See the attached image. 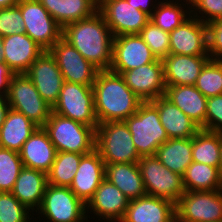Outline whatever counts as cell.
I'll return each instance as SVG.
<instances>
[{
  "instance_id": "48",
  "label": "cell",
  "mask_w": 222,
  "mask_h": 222,
  "mask_svg": "<svg viewBox=\"0 0 222 222\" xmlns=\"http://www.w3.org/2000/svg\"><path fill=\"white\" fill-rule=\"evenodd\" d=\"M220 134H221V157H220V165H219V167H220V172L222 174V133H220Z\"/></svg>"
},
{
  "instance_id": "44",
  "label": "cell",
  "mask_w": 222,
  "mask_h": 222,
  "mask_svg": "<svg viewBox=\"0 0 222 222\" xmlns=\"http://www.w3.org/2000/svg\"><path fill=\"white\" fill-rule=\"evenodd\" d=\"M127 1H128V3H131L133 6H135L136 9H139V10L145 12L149 16H151L152 13L154 12V11H152V9L156 8L153 6L154 4L149 5V4H151L150 2H153L151 0H127ZM151 7H153V8L151 9Z\"/></svg>"
},
{
  "instance_id": "33",
  "label": "cell",
  "mask_w": 222,
  "mask_h": 222,
  "mask_svg": "<svg viewBox=\"0 0 222 222\" xmlns=\"http://www.w3.org/2000/svg\"><path fill=\"white\" fill-rule=\"evenodd\" d=\"M164 1H158V3L155 4L156 8L150 16V21L155 26L161 28L167 33H170L191 16V12H189L191 9L190 7H187L189 10H184L186 8V4L183 2V6L185 5V7H183L181 3L179 4L178 0L175 2L174 0Z\"/></svg>"
},
{
  "instance_id": "4",
  "label": "cell",
  "mask_w": 222,
  "mask_h": 222,
  "mask_svg": "<svg viewBox=\"0 0 222 222\" xmlns=\"http://www.w3.org/2000/svg\"><path fill=\"white\" fill-rule=\"evenodd\" d=\"M95 149L104 164L137 163L141 158L124 121H108L96 128Z\"/></svg>"
},
{
  "instance_id": "30",
  "label": "cell",
  "mask_w": 222,
  "mask_h": 222,
  "mask_svg": "<svg viewBox=\"0 0 222 222\" xmlns=\"http://www.w3.org/2000/svg\"><path fill=\"white\" fill-rule=\"evenodd\" d=\"M156 158L169 170L184 175L192 159V138H170L155 153Z\"/></svg>"
},
{
  "instance_id": "11",
  "label": "cell",
  "mask_w": 222,
  "mask_h": 222,
  "mask_svg": "<svg viewBox=\"0 0 222 222\" xmlns=\"http://www.w3.org/2000/svg\"><path fill=\"white\" fill-rule=\"evenodd\" d=\"M17 6L25 23L24 33L45 51L62 38L63 28L38 0H20Z\"/></svg>"
},
{
  "instance_id": "2",
  "label": "cell",
  "mask_w": 222,
  "mask_h": 222,
  "mask_svg": "<svg viewBox=\"0 0 222 222\" xmlns=\"http://www.w3.org/2000/svg\"><path fill=\"white\" fill-rule=\"evenodd\" d=\"M92 88L94 109L99 124L125 121L137 112L143 102L120 74L110 70L99 71Z\"/></svg>"
},
{
  "instance_id": "47",
  "label": "cell",
  "mask_w": 222,
  "mask_h": 222,
  "mask_svg": "<svg viewBox=\"0 0 222 222\" xmlns=\"http://www.w3.org/2000/svg\"><path fill=\"white\" fill-rule=\"evenodd\" d=\"M3 37L0 36V63L3 62Z\"/></svg>"
},
{
  "instance_id": "34",
  "label": "cell",
  "mask_w": 222,
  "mask_h": 222,
  "mask_svg": "<svg viewBox=\"0 0 222 222\" xmlns=\"http://www.w3.org/2000/svg\"><path fill=\"white\" fill-rule=\"evenodd\" d=\"M84 154L57 152L51 170L47 173L48 184L70 187Z\"/></svg>"
},
{
  "instance_id": "12",
  "label": "cell",
  "mask_w": 222,
  "mask_h": 222,
  "mask_svg": "<svg viewBox=\"0 0 222 222\" xmlns=\"http://www.w3.org/2000/svg\"><path fill=\"white\" fill-rule=\"evenodd\" d=\"M98 11L114 37L139 34L150 21L148 14L136 9L127 0H101Z\"/></svg>"
},
{
  "instance_id": "9",
  "label": "cell",
  "mask_w": 222,
  "mask_h": 222,
  "mask_svg": "<svg viewBox=\"0 0 222 222\" xmlns=\"http://www.w3.org/2000/svg\"><path fill=\"white\" fill-rule=\"evenodd\" d=\"M147 195L172 201L174 204L184 194L183 178L166 168L156 156H143L138 161Z\"/></svg>"
},
{
  "instance_id": "21",
  "label": "cell",
  "mask_w": 222,
  "mask_h": 222,
  "mask_svg": "<svg viewBox=\"0 0 222 222\" xmlns=\"http://www.w3.org/2000/svg\"><path fill=\"white\" fill-rule=\"evenodd\" d=\"M120 222H175V204L146 194L129 202Z\"/></svg>"
},
{
  "instance_id": "26",
  "label": "cell",
  "mask_w": 222,
  "mask_h": 222,
  "mask_svg": "<svg viewBox=\"0 0 222 222\" xmlns=\"http://www.w3.org/2000/svg\"><path fill=\"white\" fill-rule=\"evenodd\" d=\"M47 185V173L23 167L11 193L30 211L37 213Z\"/></svg>"
},
{
  "instance_id": "37",
  "label": "cell",
  "mask_w": 222,
  "mask_h": 222,
  "mask_svg": "<svg viewBox=\"0 0 222 222\" xmlns=\"http://www.w3.org/2000/svg\"><path fill=\"white\" fill-rule=\"evenodd\" d=\"M29 212L11 192H0V222H29Z\"/></svg>"
},
{
  "instance_id": "3",
  "label": "cell",
  "mask_w": 222,
  "mask_h": 222,
  "mask_svg": "<svg viewBox=\"0 0 222 222\" xmlns=\"http://www.w3.org/2000/svg\"><path fill=\"white\" fill-rule=\"evenodd\" d=\"M43 128L57 152L86 155L95 149L96 130L91 126L51 112Z\"/></svg>"
},
{
  "instance_id": "13",
  "label": "cell",
  "mask_w": 222,
  "mask_h": 222,
  "mask_svg": "<svg viewBox=\"0 0 222 222\" xmlns=\"http://www.w3.org/2000/svg\"><path fill=\"white\" fill-rule=\"evenodd\" d=\"M48 51L55 58L64 81L86 86L94 85L100 70L86 60L66 40L61 38L56 41Z\"/></svg>"
},
{
  "instance_id": "7",
  "label": "cell",
  "mask_w": 222,
  "mask_h": 222,
  "mask_svg": "<svg viewBox=\"0 0 222 222\" xmlns=\"http://www.w3.org/2000/svg\"><path fill=\"white\" fill-rule=\"evenodd\" d=\"M52 112L70 118L95 130L98 126L92 86L64 81Z\"/></svg>"
},
{
  "instance_id": "5",
  "label": "cell",
  "mask_w": 222,
  "mask_h": 222,
  "mask_svg": "<svg viewBox=\"0 0 222 222\" xmlns=\"http://www.w3.org/2000/svg\"><path fill=\"white\" fill-rule=\"evenodd\" d=\"M124 122L140 157L154 156L159 146L169 139L159 112L150 101L142 102L137 112Z\"/></svg>"
},
{
  "instance_id": "45",
  "label": "cell",
  "mask_w": 222,
  "mask_h": 222,
  "mask_svg": "<svg viewBox=\"0 0 222 222\" xmlns=\"http://www.w3.org/2000/svg\"><path fill=\"white\" fill-rule=\"evenodd\" d=\"M9 109H10V106L7 103V99L3 97L0 100V127L3 124V122L5 121V117H6Z\"/></svg>"
},
{
  "instance_id": "16",
  "label": "cell",
  "mask_w": 222,
  "mask_h": 222,
  "mask_svg": "<svg viewBox=\"0 0 222 222\" xmlns=\"http://www.w3.org/2000/svg\"><path fill=\"white\" fill-rule=\"evenodd\" d=\"M169 54L209 56L207 25L192 15L169 33Z\"/></svg>"
},
{
  "instance_id": "17",
  "label": "cell",
  "mask_w": 222,
  "mask_h": 222,
  "mask_svg": "<svg viewBox=\"0 0 222 222\" xmlns=\"http://www.w3.org/2000/svg\"><path fill=\"white\" fill-rule=\"evenodd\" d=\"M121 76L129 88L143 102L152 101L165 95L166 85L161 59H157L155 62L125 71L121 74Z\"/></svg>"
},
{
  "instance_id": "18",
  "label": "cell",
  "mask_w": 222,
  "mask_h": 222,
  "mask_svg": "<svg viewBox=\"0 0 222 222\" xmlns=\"http://www.w3.org/2000/svg\"><path fill=\"white\" fill-rule=\"evenodd\" d=\"M130 200L119 188L104 179L93 197L86 204V210L109 222H120L126 212ZM93 210V211H92Z\"/></svg>"
},
{
  "instance_id": "8",
  "label": "cell",
  "mask_w": 222,
  "mask_h": 222,
  "mask_svg": "<svg viewBox=\"0 0 222 222\" xmlns=\"http://www.w3.org/2000/svg\"><path fill=\"white\" fill-rule=\"evenodd\" d=\"M175 222H222V190L185 191L175 203Z\"/></svg>"
},
{
  "instance_id": "32",
  "label": "cell",
  "mask_w": 222,
  "mask_h": 222,
  "mask_svg": "<svg viewBox=\"0 0 222 222\" xmlns=\"http://www.w3.org/2000/svg\"><path fill=\"white\" fill-rule=\"evenodd\" d=\"M221 157V134L200 129L192 137V159L194 162L219 167Z\"/></svg>"
},
{
  "instance_id": "1",
  "label": "cell",
  "mask_w": 222,
  "mask_h": 222,
  "mask_svg": "<svg viewBox=\"0 0 222 222\" xmlns=\"http://www.w3.org/2000/svg\"><path fill=\"white\" fill-rule=\"evenodd\" d=\"M62 38L100 71L110 69L114 36L99 11L66 25Z\"/></svg>"
},
{
  "instance_id": "27",
  "label": "cell",
  "mask_w": 222,
  "mask_h": 222,
  "mask_svg": "<svg viewBox=\"0 0 222 222\" xmlns=\"http://www.w3.org/2000/svg\"><path fill=\"white\" fill-rule=\"evenodd\" d=\"M105 179L119 188L130 201L147 194L138 162L106 164Z\"/></svg>"
},
{
  "instance_id": "19",
  "label": "cell",
  "mask_w": 222,
  "mask_h": 222,
  "mask_svg": "<svg viewBox=\"0 0 222 222\" xmlns=\"http://www.w3.org/2000/svg\"><path fill=\"white\" fill-rule=\"evenodd\" d=\"M3 62L14 74L26 73L45 51L26 33L3 37Z\"/></svg>"
},
{
  "instance_id": "42",
  "label": "cell",
  "mask_w": 222,
  "mask_h": 222,
  "mask_svg": "<svg viewBox=\"0 0 222 222\" xmlns=\"http://www.w3.org/2000/svg\"><path fill=\"white\" fill-rule=\"evenodd\" d=\"M206 130L222 133V95L207 98Z\"/></svg>"
},
{
  "instance_id": "23",
  "label": "cell",
  "mask_w": 222,
  "mask_h": 222,
  "mask_svg": "<svg viewBox=\"0 0 222 222\" xmlns=\"http://www.w3.org/2000/svg\"><path fill=\"white\" fill-rule=\"evenodd\" d=\"M57 150L43 127H37L19 151L23 166L48 173Z\"/></svg>"
},
{
  "instance_id": "15",
  "label": "cell",
  "mask_w": 222,
  "mask_h": 222,
  "mask_svg": "<svg viewBox=\"0 0 222 222\" xmlns=\"http://www.w3.org/2000/svg\"><path fill=\"white\" fill-rule=\"evenodd\" d=\"M40 96L53 107L64 83L63 75L49 51H44L25 73Z\"/></svg>"
},
{
  "instance_id": "29",
  "label": "cell",
  "mask_w": 222,
  "mask_h": 222,
  "mask_svg": "<svg viewBox=\"0 0 222 222\" xmlns=\"http://www.w3.org/2000/svg\"><path fill=\"white\" fill-rule=\"evenodd\" d=\"M37 127L25 115L10 108L0 127V147L19 152Z\"/></svg>"
},
{
  "instance_id": "25",
  "label": "cell",
  "mask_w": 222,
  "mask_h": 222,
  "mask_svg": "<svg viewBox=\"0 0 222 222\" xmlns=\"http://www.w3.org/2000/svg\"><path fill=\"white\" fill-rule=\"evenodd\" d=\"M158 110L160 121L170 138H192L201 129L165 96L150 101Z\"/></svg>"
},
{
  "instance_id": "20",
  "label": "cell",
  "mask_w": 222,
  "mask_h": 222,
  "mask_svg": "<svg viewBox=\"0 0 222 222\" xmlns=\"http://www.w3.org/2000/svg\"><path fill=\"white\" fill-rule=\"evenodd\" d=\"M105 179V164L100 153L94 149L81 158L70 190L85 204L93 197Z\"/></svg>"
},
{
  "instance_id": "24",
  "label": "cell",
  "mask_w": 222,
  "mask_h": 222,
  "mask_svg": "<svg viewBox=\"0 0 222 222\" xmlns=\"http://www.w3.org/2000/svg\"><path fill=\"white\" fill-rule=\"evenodd\" d=\"M201 128L206 130L207 98L195 85L166 86L164 95Z\"/></svg>"
},
{
  "instance_id": "46",
  "label": "cell",
  "mask_w": 222,
  "mask_h": 222,
  "mask_svg": "<svg viewBox=\"0 0 222 222\" xmlns=\"http://www.w3.org/2000/svg\"><path fill=\"white\" fill-rule=\"evenodd\" d=\"M20 0H0V9L16 6Z\"/></svg>"
},
{
  "instance_id": "28",
  "label": "cell",
  "mask_w": 222,
  "mask_h": 222,
  "mask_svg": "<svg viewBox=\"0 0 222 222\" xmlns=\"http://www.w3.org/2000/svg\"><path fill=\"white\" fill-rule=\"evenodd\" d=\"M55 21L66 25L92 16L98 11L96 0H38Z\"/></svg>"
},
{
  "instance_id": "39",
  "label": "cell",
  "mask_w": 222,
  "mask_h": 222,
  "mask_svg": "<svg viewBox=\"0 0 222 222\" xmlns=\"http://www.w3.org/2000/svg\"><path fill=\"white\" fill-rule=\"evenodd\" d=\"M25 23L21 9L16 5L0 9V36L6 37L24 33Z\"/></svg>"
},
{
  "instance_id": "36",
  "label": "cell",
  "mask_w": 222,
  "mask_h": 222,
  "mask_svg": "<svg viewBox=\"0 0 222 222\" xmlns=\"http://www.w3.org/2000/svg\"><path fill=\"white\" fill-rule=\"evenodd\" d=\"M23 167L19 152L0 147V192H12Z\"/></svg>"
},
{
  "instance_id": "41",
  "label": "cell",
  "mask_w": 222,
  "mask_h": 222,
  "mask_svg": "<svg viewBox=\"0 0 222 222\" xmlns=\"http://www.w3.org/2000/svg\"><path fill=\"white\" fill-rule=\"evenodd\" d=\"M207 25L208 55L211 60H222V18Z\"/></svg>"
},
{
  "instance_id": "10",
  "label": "cell",
  "mask_w": 222,
  "mask_h": 222,
  "mask_svg": "<svg viewBox=\"0 0 222 222\" xmlns=\"http://www.w3.org/2000/svg\"><path fill=\"white\" fill-rule=\"evenodd\" d=\"M40 210V211H39ZM86 204L69 187L48 184L38 213L50 222H84Z\"/></svg>"
},
{
  "instance_id": "6",
  "label": "cell",
  "mask_w": 222,
  "mask_h": 222,
  "mask_svg": "<svg viewBox=\"0 0 222 222\" xmlns=\"http://www.w3.org/2000/svg\"><path fill=\"white\" fill-rule=\"evenodd\" d=\"M6 99L11 109L22 113L38 127L45 125L52 112V107L25 73L13 74Z\"/></svg>"
},
{
  "instance_id": "35",
  "label": "cell",
  "mask_w": 222,
  "mask_h": 222,
  "mask_svg": "<svg viewBox=\"0 0 222 222\" xmlns=\"http://www.w3.org/2000/svg\"><path fill=\"white\" fill-rule=\"evenodd\" d=\"M195 87L206 97L222 95V60H209L202 68Z\"/></svg>"
},
{
  "instance_id": "40",
  "label": "cell",
  "mask_w": 222,
  "mask_h": 222,
  "mask_svg": "<svg viewBox=\"0 0 222 222\" xmlns=\"http://www.w3.org/2000/svg\"><path fill=\"white\" fill-rule=\"evenodd\" d=\"M183 1L187 4V6H191L190 7L191 9H195V10H190L191 14L193 15L192 17L198 19L201 17L199 20L205 24L213 20L222 18V0H186V1L183 0ZM179 2L182 3V0ZM196 11L199 12V14L202 13V15L201 16L198 15Z\"/></svg>"
},
{
  "instance_id": "43",
  "label": "cell",
  "mask_w": 222,
  "mask_h": 222,
  "mask_svg": "<svg viewBox=\"0 0 222 222\" xmlns=\"http://www.w3.org/2000/svg\"><path fill=\"white\" fill-rule=\"evenodd\" d=\"M13 74L4 62L0 63V95L4 98L7 96L9 83Z\"/></svg>"
},
{
  "instance_id": "14",
  "label": "cell",
  "mask_w": 222,
  "mask_h": 222,
  "mask_svg": "<svg viewBox=\"0 0 222 222\" xmlns=\"http://www.w3.org/2000/svg\"><path fill=\"white\" fill-rule=\"evenodd\" d=\"M156 56L139 34L119 35L113 38L112 65L110 71H125L155 62Z\"/></svg>"
},
{
  "instance_id": "22",
  "label": "cell",
  "mask_w": 222,
  "mask_h": 222,
  "mask_svg": "<svg viewBox=\"0 0 222 222\" xmlns=\"http://www.w3.org/2000/svg\"><path fill=\"white\" fill-rule=\"evenodd\" d=\"M210 56L169 54L162 59L166 86L195 85Z\"/></svg>"
},
{
  "instance_id": "31",
  "label": "cell",
  "mask_w": 222,
  "mask_h": 222,
  "mask_svg": "<svg viewBox=\"0 0 222 222\" xmlns=\"http://www.w3.org/2000/svg\"><path fill=\"white\" fill-rule=\"evenodd\" d=\"M183 178L185 191L222 190L220 167L192 162L186 169Z\"/></svg>"
},
{
  "instance_id": "38",
  "label": "cell",
  "mask_w": 222,
  "mask_h": 222,
  "mask_svg": "<svg viewBox=\"0 0 222 222\" xmlns=\"http://www.w3.org/2000/svg\"><path fill=\"white\" fill-rule=\"evenodd\" d=\"M139 35L157 59L162 60L169 55V33L149 21V23L139 32Z\"/></svg>"
}]
</instances>
